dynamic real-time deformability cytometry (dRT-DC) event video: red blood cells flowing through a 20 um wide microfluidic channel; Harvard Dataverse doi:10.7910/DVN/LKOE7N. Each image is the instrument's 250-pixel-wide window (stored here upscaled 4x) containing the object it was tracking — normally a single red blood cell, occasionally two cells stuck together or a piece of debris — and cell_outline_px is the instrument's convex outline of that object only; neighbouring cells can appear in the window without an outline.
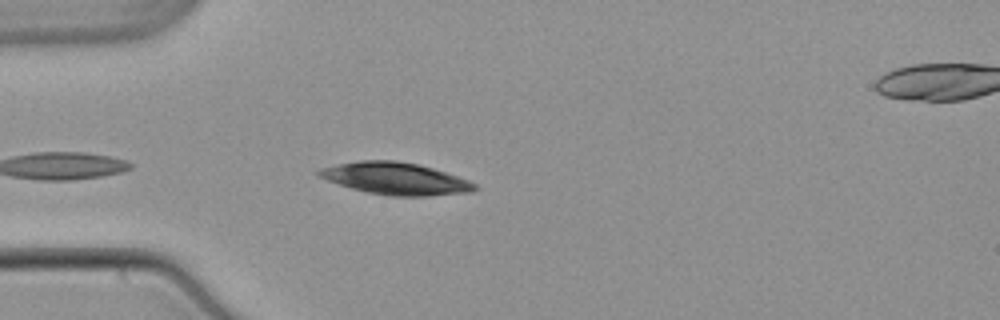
{"species": "common noctule bat (a hibernating species)", "species_latin": "Nyctalus noctula", "temperature_condition": "warm", "stored_images_in_passage": 24, "camera_frame_rate_fps": 3000, "um_per_image_px": 0.085, "animal": {"sex": "male", "body_mass_g": 21.5, "forearm_length_mm": 52.0}, "frame": {"image": 1, "passage_image": 4, "time_ms": 1.0, "image_size_px": [1000, 320], "cell_outline_px": [[476, 188], [468, 192], [428, 196], [388, 196], [364, 192], [328, 180], [320, 176], [316, 172], [320, 168], [360, 160], [396, 160], [420, 164], [468, 180], [476, 184]], "centroid_in_image_um": [33.61, 15.18], "position_along_channel_um": 51.4, "area_um2": 28.84}}